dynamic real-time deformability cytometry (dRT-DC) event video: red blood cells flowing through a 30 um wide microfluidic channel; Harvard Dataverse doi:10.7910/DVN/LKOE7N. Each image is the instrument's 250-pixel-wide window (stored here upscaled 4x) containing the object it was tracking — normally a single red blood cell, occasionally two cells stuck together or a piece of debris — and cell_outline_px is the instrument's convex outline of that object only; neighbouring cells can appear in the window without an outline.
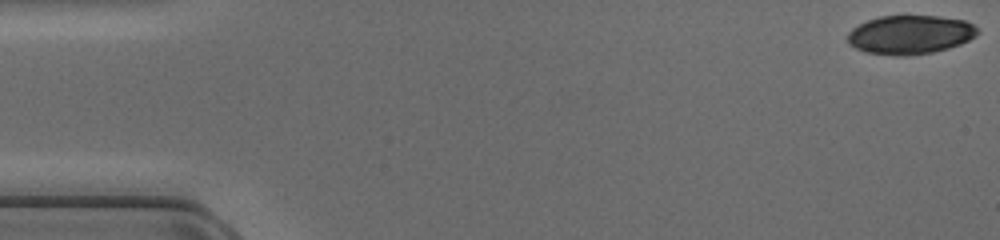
{"species": "common noctule bat (a hibernating species)", "species_latin": "Nyctalus noctula", "temperature_condition": "cold", "stored_images_in_passage": 47, "camera_frame_rate_fps": 3000, "um_per_image_px": 0.085, "animal": {"sex": "female", "body_mass_g": 17.0, "forearm_length_mm": 48.0}, "frame": {"image": 1, "passage_image": 1, "time_ms": 0.0, "image_size_px": [1000, 240], "cell_outline_px": [[980, 32], [976, 36], [960, 44], [948, 48], [932, 52], [908, 56], [896, 56], [864, 52], [848, 44], [848, 32], [852, 28], [868, 20], [880, 16], [940, 16], [964, 20], [972, 24]], "centroid_in_image_um": [77.35, 2.95], "position_along_channel_um": 7.7, "area_um2": 29.48}}
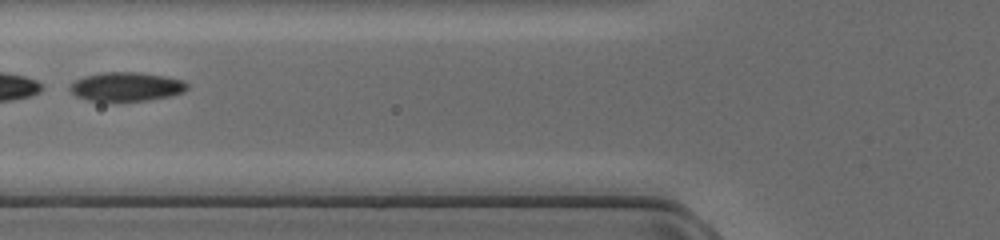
{"frame": {"image": 2, "passage_image": 19, "time_ms": 6.0, "image_size_px": [1000, 240], "cell_outline_px": [[188, 88], [184, 92], [168, 96], [148, 100], [88, 100], [76, 96], [68, 88], [68, 84], [84, 76], [104, 72], [136, 72], [164, 76], [184, 80], [188, 84]], "centroid_in_image_um": [10.73, 7.35], "position_along_channel_um": 115.1, "area_um2": 19.59}}
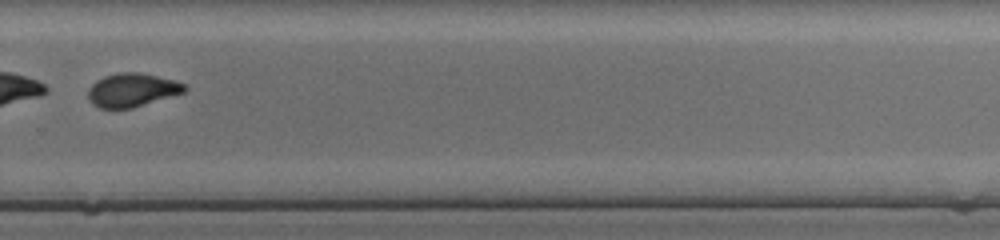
{"frame": {"image": 3, "passage_image": 33, "time_ms": 10.667, "image_size_px": [1000, 240], "cell_outline_px": [[188, 88], [184, 92], [132, 108], [100, 108], [92, 104], [88, 100], [88, 88], [96, 80], [104, 76], [120, 72], [140, 72], [172, 80], [184, 84]], "centroid_in_image_um": [11.18, 7.65], "position_along_channel_um": 318.6, "area_um2": 18.73}}